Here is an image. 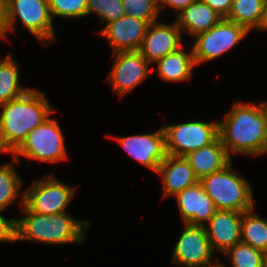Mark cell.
Listing matches in <instances>:
<instances>
[{
    "label": "cell",
    "instance_id": "obj_20",
    "mask_svg": "<svg viewBox=\"0 0 267 267\" xmlns=\"http://www.w3.org/2000/svg\"><path fill=\"white\" fill-rule=\"evenodd\" d=\"M184 157L194 169L199 180L224 169L233 159L229 156L219 137L210 145L191 151Z\"/></svg>",
    "mask_w": 267,
    "mask_h": 267
},
{
    "label": "cell",
    "instance_id": "obj_4",
    "mask_svg": "<svg viewBox=\"0 0 267 267\" xmlns=\"http://www.w3.org/2000/svg\"><path fill=\"white\" fill-rule=\"evenodd\" d=\"M231 162L224 169L202 177L199 182L216 210L245 212L255 207L251 183L237 174Z\"/></svg>",
    "mask_w": 267,
    "mask_h": 267
},
{
    "label": "cell",
    "instance_id": "obj_9",
    "mask_svg": "<svg viewBox=\"0 0 267 267\" xmlns=\"http://www.w3.org/2000/svg\"><path fill=\"white\" fill-rule=\"evenodd\" d=\"M218 122L187 121L163 124L166 152L173 156H186L189 152L208 146L218 137Z\"/></svg>",
    "mask_w": 267,
    "mask_h": 267
},
{
    "label": "cell",
    "instance_id": "obj_13",
    "mask_svg": "<svg viewBox=\"0 0 267 267\" xmlns=\"http://www.w3.org/2000/svg\"><path fill=\"white\" fill-rule=\"evenodd\" d=\"M182 37V31L174 19L171 23L159 20L149 24L138 51L152 65L182 46Z\"/></svg>",
    "mask_w": 267,
    "mask_h": 267
},
{
    "label": "cell",
    "instance_id": "obj_8",
    "mask_svg": "<svg viewBox=\"0 0 267 267\" xmlns=\"http://www.w3.org/2000/svg\"><path fill=\"white\" fill-rule=\"evenodd\" d=\"M26 188L24 205L32 212L49 215L68 212L67 207L77 186L64 183L52 173L35 180Z\"/></svg>",
    "mask_w": 267,
    "mask_h": 267
},
{
    "label": "cell",
    "instance_id": "obj_10",
    "mask_svg": "<svg viewBox=\"0 0 267 267\" xmlns=\"http://www.w3.org/2000/svg\"><path fill=\"white\" fill-rule=\"evenodd\" d=\"M181 227L183 230L173 248L171 264L178 267H213L220 261L216 259L204 226L182 223Z\"/></svg>",
    "mask_w": 267,
    "mask_h": 267
},
{
    "label": "cell",
    "instance_id": "obj_22",
    "mask_svg": "<svg viewBox=\"0 0 267 267\" xmlns=\"http://www.w3.org/2000/svg\"><path fill=\"white\" fill-rule=\"evenodd\" d=\"M18 60L9 52L0 61V105L8 103L24 95L30 87L20 82V68Z\"/></svg>",
    "mask_w": 267,
    "mask_h": 267
},
{
    "label": "cell",
    "instance_id": "obj_17",
    "mask_svg": "<svg viewBox=\"0 0 267 267\" xmlns=\"http://www.w3.org/2000/svg\"><path fill=\"white\" fill-rule=\"evenodd\" d=\"M162 180V200L173 197L199 182L194 169L184 156L167 154L159 165L157 173Z\"/></svg>",
    "mask_w": 267,
    "mask_h": 267
},
{
    "label": "cell",
    "instance_id": "obj_33",
    "mask_svg": "<svg viewBox=\"0 0 267 267\" xmlns=\"http://www.w3.org/2000/svg\"><path fill=\"white\" fill-rule=\"evenodd\" d=\"M264 32L267 31V0L265 1V10H264V17L262 24L260 26L259 32Z\"/></svg>",
    "mask_w": 267,
    "mask_h": 267
},
{
    "label": "cell",
    "instance_id": "obj_26",
    "mask_svg": "<svg viewBox=\"0 0 267 267\" xmlns=\"http://www.w3.org/2000/svg\"><path fill=\"white\" fill-rule=\"evenodd\" d=\"M94 15L100 23H110L125 15L122 0H87L86 16Z\"/></svg>",
    "mask_w": 267,
    "mask_h": 267
},
{
    "label": "cell",
    "instance_id": "obj_21",
    "mask_svg": "<svg viewBox=\"0 0 267 267\" xmlns=\"http://www.w3.org/2000/svg\"><path fill=\"white\" fill-rule=\"evenodd\" d=\"M10 162L0 164V210L4 211L6 208H9L11 205H16L15 200L18 197L19 206L22 208L24 206V196L25 191L22 185L24 183L22 177L17 171V164L20 162L12 157ZM17 163V164H16ZM22 188V189H21Z\"/></svg>",
    "mask_w": 267,
    "mask_h": 267
},
{
    "label": "cell",
    "instance_id": "obj_19",
    "mask_svg": "<svg viewBox=\"0 0 267 267\" xmlns=\"http://www.w3.org/2000/svg\"><path fill=\"white\" fill-rule=\"evenodd\" d=\"M223 19L203 0L194 3L176 14L174 20L181 29L183 35L192 39L196 35L208 31Z\"/></svg>",
    "mask_w": 267,
    "mask_h": 267
},
{
    "label": "cell",
    "instance_id": "obj_28",
    "mask_svg": "<svg viewBox=\"0 0 267 267\" xmlns=\"http://www.w3.org/2000/svg\"><path fill=\"white\" fill-rule=\"evenodd\" d=\"M52 18H85L87 0H48Z\"/></svg>",
    "mask_w": 267,
    "mask_h": 267
},
{
    "label": "cell",
    "instance_id": "obj_15",
    "mask_svg": "<svg viewBox=\"0 0 267 267\" xmlns=\"http://www.w3.org/2000/svg\"><path fill=\"white\" fill-rule=\"evenodd\" d=\"M243 212L216 210L204 226L207 237L215 253H226L241 242Z\"/></svg>",
    "mask_w": 267,
    "mask_h": 267
},
{
    "label": "cell",
    "instance_id": "obj_1",
    "mask_svg": "<svg viewBox=\"0 0 267 267\" xmlns=\"http://www.w3.org/2000/svg\"><path fill=\"white\" fill-rule=\"evenodd\" d=\"M218 134L229 156L261 157L267 153V113L263 102H236L218 122Z\"/></svg>",
    "mask_w": 267,
    "mask_h": 267
},
{
    "label": "cell",
    "instance_id": "obj_11",
    "mask_svg": "<svg viewBox=\"0 0 267 267\" xmlns=\"http://www.w3.org/2000/svg\"><path fill=\"white\" fill-rule=\"evenodd\" d=\"M111 59L114 64L105 81L119 98L132 92L151 75V64L139 51L116 52Z\"/></svg>",
    "mask_w": 267,
    "mask_h": 267
},
{
    "label": "cell",
    "instance_id": "obj_34",
    "mask_svg": "<svg viewBox=\"0 0 267 267\" xmlns=\"http://www.w3.org/2000/svg\"><path fill=\"white\" fill-rule=\"evenodd\" d=\"M213 267H226L223 262H221V259L218 263H216Z\"/></svg>",
    "mask_w": 267,
    "mask_h": 267
},
{
    "label": "cell",
    "instance_id": "obj_24",
    "mask_svg": "<svg viewBox=\"0 0 267 267\" xmlns=\"http://www.w3.org/2000/svg\"><path fill=\"white\" fill-rule=\"evenodd\" d=\"M254 209L243 212L241 242L267 255V218L257 214Z\"/></svg>",
    "mask_w": 267,
    "mask_h": 267
},
{
    "label": "cell",
    "instance_id": "obj_29",
    "mask_svg": "<svg viewBox=\"0 0 267 267\" xmlns=\"http://www.w3.org/2000/svg\"><path fill=\"white\" fill-rule=\"evenodd\" d=\"M0 210V243L16 242V219L6 218Z\"/></svg>",
    "mask_w": 267,
    "mask_h": 267
},
{
    "label": "cell",
    "instance_id": "obj_3",
    "mask_svg": "<svg viewBox=\"0 0 267 267\" xmlns=\"http://www.w3.org/2000/svg\"><path fill=\"white\" fill-rule=\"evenodd\" d=\"M20 214L24 217L18 218ZM90 226L89 221L75 218L68 212L39 214L24 205L16 216V242H36L47 246L81 245L87 239Z\"/></svg>",
    "mask_w": 267,
    "mask_h": 267
},
{
    "label": "cell",
    "instance_id": "obj_16",
    "mask_svg": "<svg viewBox=\"0 0 267 267\" xmlns=\"http://www.w3.org/2000/svg\"><path fill=\"white\" fill-rule=\"evenodd\" d=\"M174 197L177 201L181 224L205 226L216 211L212 199L200 182L177 193Z\"/></svg>",
    "mask_w": 267,
    "mask_h": 267
},
{
    "label": "cell",
    "instance_id": "obj_7",
    "mask_svg": "<svg viewBox=\"0 0 267 267\" xmlns=\"http://www.w3.org/2000/svg\"><path fill=\"white\" fill-rule=\"evenodd\" d=\"M250 32L242 25L223 18L208 31L193 37V53L196 66L212 62L239 46Z\"/></svg>",
    "mask_w": 267,
    "mask_h": 267
},
{
    "label": "cell",
    "instance_id": "obj_12",
    "mask_svg": "<svg viewBox=\"0 0 267 267\" xmlns=\"http://www.w3.org/2000/svg\"><path fill=\"white\" fill-rule=\"evenodd\" d=\"M120 144L136 162L157 173L159 165L166 158L165 133L161 126L151 133L128 136H110Z\"/></svg>",
    "mask_w": 267,
    "mask_h": 267
},
{
    "label": "cell",
    "instance_id": "obj_18",
    "mask_svg": "<svg viewBox=\"0 0 267 267\" xmlns=\"http://www.w3.org/2000/svg\"><path fill=\"white\" fill-rule=\"evenodd\" d=\"M184 44L173 53L168 54L156 61L155 70L160 80L172 83H184L193 77L194 69L196 68L193 47L190 52L184 48Z\"/></svg>",
    "mask_w": 267,
    "mask_h": 267
},
{
    "label": "cell",
    "instance_id": "obj_31",
    "mask_svg": "<svg viewBox=\"0 0 267 267\" xmlns=\"http://www.w3.org/2000/svg\"><path fill=\"white\" fill-rule=\"evenodd\" d=\"M220 16L226 18L230 12L233 0H203Z\"/></svg>",
    "mask_w": 267,
    "mask_h": 267
},
{
    "label": "cell",
    "instance_id": "obj_6",
    "mask_svg": "<svg viewBox=\"0 0 267 267\" xmlns=\"http://www.w3.org/2000/svg\"><path fill=\"white\" fill-rule=\"evenodd\" d=\"M17 21L43 46L47 47L55 40L54 21L48 0H7L4 29L7 40L8 33L15 31Z\"/></svg>",
    "mask_w": 267,
    "mask_h": 267
},
{
    "label": "cell",
    "instance_id": "obj_30",
    "mask_svg": "<svg viewBox=\"0 0 267 267\" xmlns=\"http://www.w3.org/2000/svg\"><path fill=\"white\" fill-rule=\"evenodd\" d=\"M196 0H158V9L162 15L166 8L180 13L183 9L194 3Z\"/></svg>",
    "mask_w": 267,
    "mask_h": 267
},
{
    "label": "cell",
    "instance_id": "obj_25",
    "mask_svg": "<svg viewBox=\"0 0 267 267\" xmlns=\"http://www.w3.org/2000/svg\"><path fill=\"white\" fill-rule=\"evenodd\" d=\"M223 256L229 258V267H267V255L242 242L235 244Z\"/></svg>",
    "mask_w": 267,
    "mask_h": 267
},
{
    "label": "cell",
    "instance_id": "obj_32",
    "mask_svg": "<svg viewBox=\"0 0 267 267\" xmlns=\"http://www.w3.org/2000/svg\"><path fill=\"white\" fill-rule=\"evenodd\" d=\"M7 0H0V35H4L6 25Z\"/></svg>",
    "mask_w": 267,
    "mask_h": 267
},
{
    "label": "cell",
    "instance_id": "obj_37",
    "mask_svg": "<svg viewBox=\"0 0 267 267\" xmlns=\"http://www.w3.org/2000/svg\"><path fill=\"white\" fill-rule=\"evenodd\" d=\"M0 153L2 154H4L5 152L1 149V146H0Z\"/></svg>",
    "mask_w": 267,
    "mask_h": 267
},
{
    "label": "cell",
    "instance_id": "obj_36",
    "mask_svg": "<svg viewBox=\"0 0 267 267\" xmlns=\"http://www.w3.org/2000/svg\"><path fill=\"white\" fill-rule=\"evenodd\" d=\"M0 39H4V40L6 39V40H7V38H6L4 35H2V36L0 35ZM2 59H3V58H2V56L0 55V61H1Z\"/></svg>",
    "mask_w": 267,
    "mask_h": 267
},
{
    "label": "cell",
    "instance_id": "obj_2",
    "mask_svg": "<svg viewBox=\"0 0 267 267\" xmlns=\"http://www.w3.org/2000/svg\"><path fill=\"white\" fill-rule=\"evenodd\" d=\"M42 90L29 89L24 95L0 105V146L11 155L29 132L56 111Z\"/></svg>",
    "mask_w": 267,
    "mask_h": 267
},
{
    "label": "cell",
    "instance_id": "obj_27",
    "mask_svg": "<svg viewBox=\"0 0 267 267\" xmlns=\"http://www.w3.org/2000/svg\"><path fill=\"white\" fill-rule=\"evenodd\" d=\"M125 15L147 21L149 24L159 21L161 14L158 0H122Z\"/></svg>",
    "mask_w": 267,
    "mask_h": 267
},
{
    "label": "cell",
    "instance_id": "obj_5",
    "mask_svg": "<svg viewBox=\"0 0 267 267\" xmlns=\"http://www.w3.org/2000/svg\"><path fill=\"white\" fill-rule=\"evenodd\" d=\"M59 122L48 117L42 124L28 133L22 144L10 155L20 164L23 158L44 163H60L69 160L65 146V135Z\"/></svg>",
    "mask_w": 267,
    "mask_h": 267
},
{
    "label": "cell",
    "instance_id": "obj_35",
    "mask_svg": "<svg viewBox=\"0 0 267 267\" xmlns=\"http://www.w3.org/2000/svg\"><path fill=\"white\" fill-rule=\"evenodd\" d=\"M262 102H263L264 109H265V111L267 113V101H262Z\"/></svg>",
    "mask_w": 267,
    "mask_h": 267
},
{
    "label": "cell",
    "instance_id": "obj_14",
    "mask_svg": "<svg viewBox=\"0 0 267 267\" xmlns=\"http://www.w3.org/2000/svg\"><path fill=\"white\" fill-rule=\"evenodd\" d=\"M149 23L124 15L118 20L103 25L96 33L106 39L116 52L138 51L146 34Z\"/></svg>",
    "mask_w": 267,
    "mask_h": 267
},
{
    "label": "cell",
    "instance_id": "obj_23",
    "mask_svg": "<svg viewBox=\"0 0 267 267\" xmlns=\"http://www.w3.org/2000/svg\"><path fill=\"white\" fill-rule=\"evenodd\" d=\"M266 0H233L228 16L225 18L244 26L249 32L257 31L264 17Z\"/></svg>",
    "mask_w": 267,
    "mask_h": 267
}]
</instances>
